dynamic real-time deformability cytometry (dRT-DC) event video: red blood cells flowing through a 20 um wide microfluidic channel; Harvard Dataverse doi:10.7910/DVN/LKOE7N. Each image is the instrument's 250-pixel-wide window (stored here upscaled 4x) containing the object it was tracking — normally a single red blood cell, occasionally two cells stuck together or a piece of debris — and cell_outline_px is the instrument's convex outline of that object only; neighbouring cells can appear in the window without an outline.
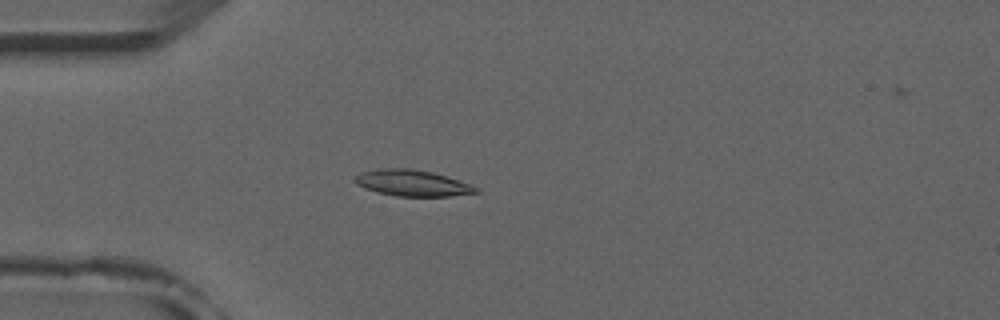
{"species": "common noctule bat (a hibernating species)", "species_latin": "Nyctalus noctula", "temperature_condition": "room temperature", "stored_images_in_passage": 4, "camera_frame_rate_fps": 3000, "um_per_image_px": 0.085, "animal": {"sex": "male", "forearm_length_mm": 52.5}, "frame": {"image": 1, "passage_image": 4, "time_ms": 3.333, "image_size_px": [1000, 320], "cell_outline_px": [[480, 192], [448, 196], [396, 196], [376, 192], [364, 188], [356, 184], [352, 180], [360, 172], [376, 168], [412, 168], [432, 172], [480, 188]], "centroid_in_image_um": [34.97, 15.55], "position_along_channel_um": 50.0, "area_um2": 18.5}}